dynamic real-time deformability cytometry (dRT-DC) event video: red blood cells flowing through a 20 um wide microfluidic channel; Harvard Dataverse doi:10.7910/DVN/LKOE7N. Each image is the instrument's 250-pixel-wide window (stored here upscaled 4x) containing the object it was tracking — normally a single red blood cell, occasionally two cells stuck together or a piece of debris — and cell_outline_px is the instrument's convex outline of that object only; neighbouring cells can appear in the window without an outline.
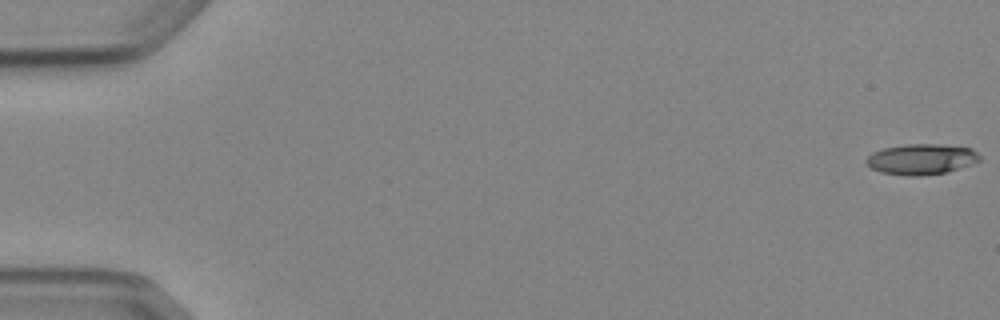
{"species": "Egyptian fruit bat (a non-hibernating species)", "species_latin": "Rousettus aegyptiacus", "temperature_condition": "cold", "stored_images_in_passage": 5, "camera_frame_rate_fps": 3000, "um_per_image_px": 0.085, "animal": {"sex": "female"}, "frame": {"image": 1, "passage_image": 1, "time_ms": 0.0, "image_size_px": [1000, 320], "cell_outline_px": [[980, 160], [972, 164], [944, 172], [920, 176], [908, 176], [880, 172], [864, 164], [864, 160], [872, 152], [884, 148], [904, 144], [940, 144], [972, 148], [980, 156]], "centroid_in_image_um": [78.27, 13.52], "position_along_channel_um": 6.7, "area_um2": 20.29}}